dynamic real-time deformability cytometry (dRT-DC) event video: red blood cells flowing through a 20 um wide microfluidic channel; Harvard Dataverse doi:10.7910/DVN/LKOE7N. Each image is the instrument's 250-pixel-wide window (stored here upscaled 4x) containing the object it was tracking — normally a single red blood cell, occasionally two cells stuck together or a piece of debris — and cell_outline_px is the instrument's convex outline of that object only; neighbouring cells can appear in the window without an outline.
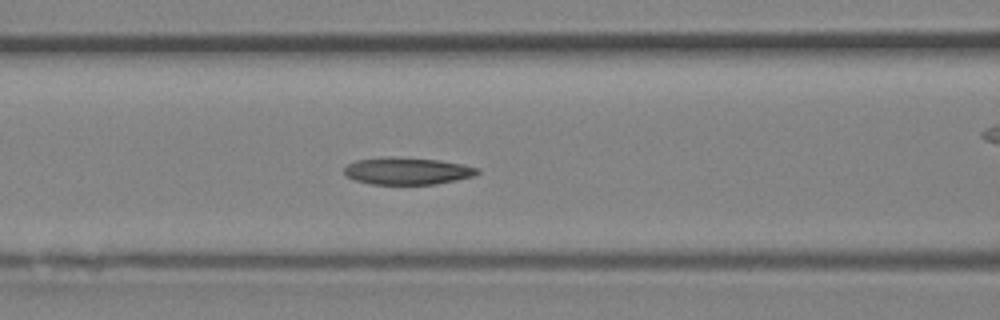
{"species": "Egyptian fruit bat (a non-hibernating species)", "species_latin": "Rousettus aegyptiacus", "temperature_condition": "room temperature", "stored_images_in_passage": 23, "camera_frame_rate_fps": 3000, "um_per_image_px": 0.085, "animal": {"sex": "female"}, "frame": {"image": 1, "passage_image": 4, "time_ms": 1.0, "image_size_px": [1000, 320], "cell_outline_px": [[480, 172], [472, 176], [456, 180], [436, 184], [368, 184], [344, 176], [344, 168], [348, 164], [356, 160], [440, 160], [480, 168]], "centroid_in_image_um": [34.65, 14.59], "position_along_channel_um": 132.0, "area_um2": 19.88}}